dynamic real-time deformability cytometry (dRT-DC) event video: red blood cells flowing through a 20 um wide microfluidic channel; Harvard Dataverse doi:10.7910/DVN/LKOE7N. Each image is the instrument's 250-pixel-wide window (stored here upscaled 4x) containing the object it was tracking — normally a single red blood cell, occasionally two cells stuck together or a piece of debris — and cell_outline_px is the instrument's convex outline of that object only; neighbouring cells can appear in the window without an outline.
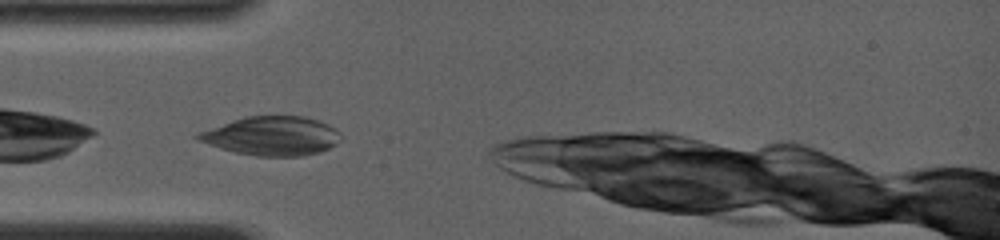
{"species": "common noctule bat (a hibernating species)", "species_latin": "Nyctalus noctula", "temperature_condition": "room temperature", "stored_images_in_passage": 7, "camera_frame_rate_fps": 4000, "um_per_image_px": 0.085, "animal": {"sex": "female", "body_mass_g": 19.0, "forearm_length_mm": 56.7}, "frame": {"image": 1, "passage_image": 2, "time_ms": 0.5, "image_size_px": [1000, 240], "cell_outline_px": [[344, 140], [320, 152], [300, 156], [256, 156], [236, 152], [220, 148], [196, 140], [192, 136], [196, 132], [232, 120], [248, 116], [304, 116], [320, 120], [336, 128], [340, 132]], "centroid_in_image_um": [23.12, 11.55], "position_along_channel_um": 61.9, "area_um2": 32.83}}
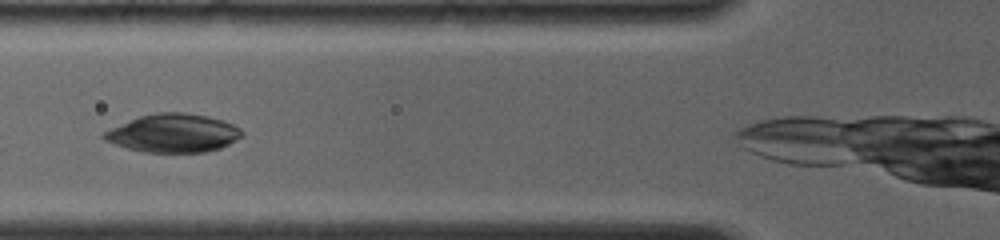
{"frame": {"image": 2, "passage_image": 5, "time_ms": 1.75, "image_size_px": [1000, 240], "cell_outline_px": [[244, 136], [220, 148], [204, 152], [144, 152], [128, 148], [104, 140], [100, 136], [104, 132], [112, 128], [140, 116], [156, 112], [184, 112], [208, 116], [224, 120], [240, 128], [244, 132]], "centroid_in_image_um": [14.77, 11.31], "position_along_channel_um": 111.0, "area_um2": 30.75}}